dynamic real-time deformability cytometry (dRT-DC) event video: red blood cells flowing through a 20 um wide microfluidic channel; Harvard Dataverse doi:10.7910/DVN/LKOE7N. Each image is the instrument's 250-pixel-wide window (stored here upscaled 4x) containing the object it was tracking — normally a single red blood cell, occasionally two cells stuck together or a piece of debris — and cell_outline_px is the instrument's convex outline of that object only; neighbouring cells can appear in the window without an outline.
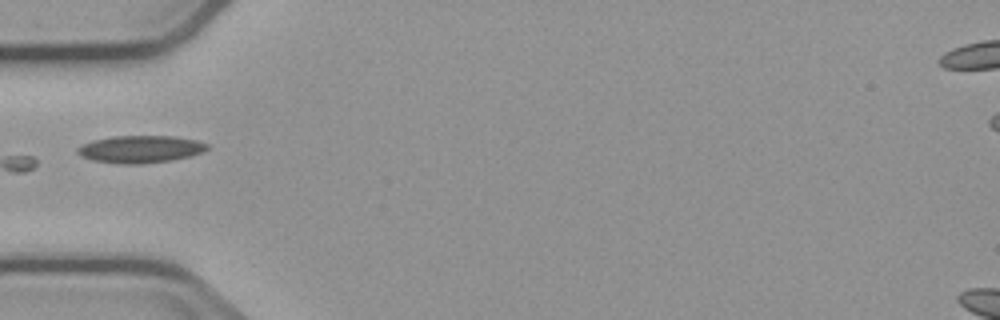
{"species": "common noctule bat (a hibernating species)", "species_latin": "Nyctalus noctula", "temperature_condition": "cold", "stored_images_in_passage": 4, "camera_frame_rate_fps": 3000, "um_per_image_px": 0.085, "animal": {"sex": "male", "body_mass_g": 23.1, "forearm_length_mm": 52.7}, "frame": {"image": 1, "passage_image": 4, "time_ms": 4.333, "image_size_px": [1000, 320], "cell_outline_px": [[208, 148], [192, 156], [172, 160], [140, 164], [120, 164], [92, 160], [80, 156], [76, 152], [76, 148], [92, 140], [112, 136], [176, 136], [196, 140], [208, 144]], "centroid_in_image_um": [11.91, 12.68], "position_along_channel_um": 73.1, "area_um2": 20.75}}